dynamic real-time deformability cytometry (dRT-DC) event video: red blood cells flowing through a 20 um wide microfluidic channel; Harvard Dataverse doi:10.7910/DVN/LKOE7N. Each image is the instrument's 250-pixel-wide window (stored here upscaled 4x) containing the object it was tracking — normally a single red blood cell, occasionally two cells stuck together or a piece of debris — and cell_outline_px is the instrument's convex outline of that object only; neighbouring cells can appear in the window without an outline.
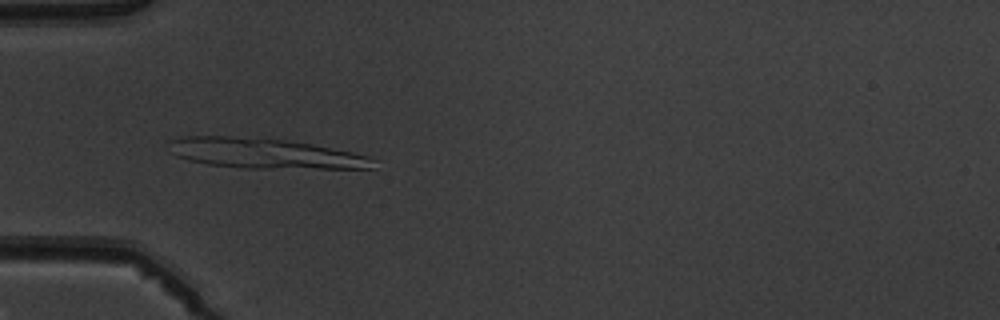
{"species": "common noctule bat (a hibernating species)", "species_latin": "Nyctalus noctula", "temperature_condition": "warm", "stored_images_in_passage": 7, "camera_frame_rate_fps": 3000, "um_per_image_px": 0.085, "animal": {"sex": "male", "body_mass_g": 19.5, "forearm_length_mm": 54.6}, "frame": {"image": 1, "passage_image": 5, "time_ms": 4.667, "image_size_px": [1000, 320], "cell_outline_px": [[376, 160], [372, 168], [244, 168], [208, 164], [188, 160], [176, 156], [168, 152], [168, 140], [188, 136], [228, 136], [284, 140], [312, 144], [352, 152], [368, 156]], "centroid_in_image_um": [22.44, 13.04], "position_along_channel_um": 62.6, "area_um2": 35.78}}